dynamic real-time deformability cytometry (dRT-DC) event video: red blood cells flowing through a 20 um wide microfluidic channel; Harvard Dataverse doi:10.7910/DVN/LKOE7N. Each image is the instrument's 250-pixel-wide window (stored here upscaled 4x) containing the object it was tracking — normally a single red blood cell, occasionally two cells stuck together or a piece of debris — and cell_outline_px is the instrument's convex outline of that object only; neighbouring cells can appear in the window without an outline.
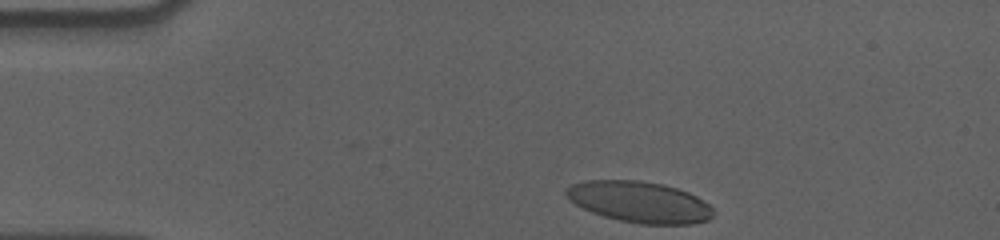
{"species": "human", "species_latin": "Homo sapiens", "temperature_condition": "cold", "stored_images_in_passage": 38, "camera_frame_rate_fps": 3000, "um_per_image_px": 0.085, "donor": {"sex": "male"}, "frame": {"image": 1, "passage_image": 1, "time_ms": 0.0, "image_size_px": [1000, 240], "cell_outline_px": [[716, 212], [708, 220], [692, 224], [640, 224], [620, 220], [604, 216], [592, 212], [568, 200], [564, 192], [572, 184], [588, 180], [636, 180], [664, 184], [688, 192], [696, 196], [708, 204]], "centroid_in_image_um": [54.37, 17.17], "position_along_channel_um": 30.6, "area_um2": 35.2}}
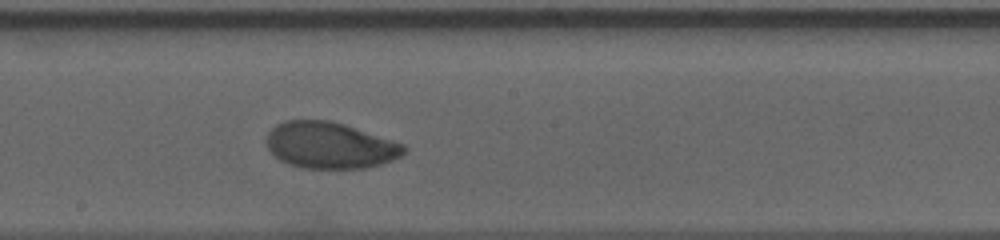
{"frame": {"image": 2, "passage_image": 22, "time_ms": 7.0, "image_size_px": [1000, 240], "cell_outline_px": [[408, 148], [400, 156], [392, 160], [380, 164], [364, 168], [300, 168], [288, 164], [280, 160], [268, 148], [268, 132], [276, 124], [284, 120], [328, 120], [344, 124], [404, 144]], "centroid_in_image_um": [28.04, 12.35], "position_along_channel_um": 220.2, "area_um2": 36.93}}
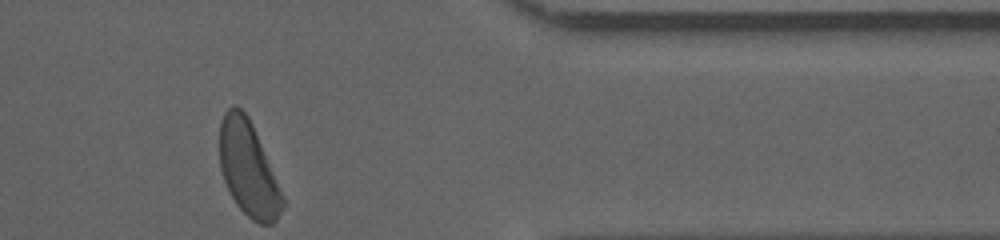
{"frame": {"image": 3, "passage_image": 38, "time_ms": 12.333, "image_size_px": [1000, 240], "cell_outline_px": [[284, 208], [276, 220], [272, 224], [260, 224], [252, 220], [236, 204], [224, 180], [220, 168], [220, 120], [224, 112], [232, 104], [236, 104], [248, 116], [252, 124], [284, 200]], "centroid_in_image_um": [21.08, 14.34], "position_along_channel_um": 390.3, "area_um2": 34.16}, "authors_computed_cell_mechanics": {"area_um2": 36.8475, "velocity_mm_per_s": 3.5537, "shape_relaxation_time_tau1_ms": 3.6853, "shape_relaxation_time_tau2_ms": 3.9227, "deformation_change_tau1": 0.1682, "deformation_change_tau2": 0.0784}}